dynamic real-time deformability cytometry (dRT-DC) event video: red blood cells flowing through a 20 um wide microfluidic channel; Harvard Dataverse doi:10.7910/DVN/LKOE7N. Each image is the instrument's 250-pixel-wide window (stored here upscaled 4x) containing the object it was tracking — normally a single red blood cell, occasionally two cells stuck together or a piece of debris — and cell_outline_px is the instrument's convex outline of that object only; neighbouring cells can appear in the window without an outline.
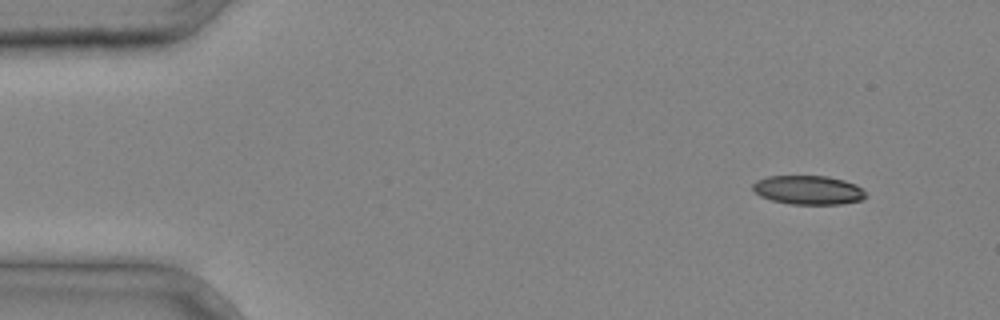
{"species": "common noctule bat (a hibernating species)", "species_latin": "Nyctalus noctula", "temperature_condition": "cold", "stored_images_in_passage": 3, "camera_frame_rate_fps": 3000, "um_per_image_px": 0.085, "animal": {"sex": "male", "body_mass_g": 20.4}, "frame": {"image": 1, "passage_image": 1, "time_ms": 0.0, "image_size_px": [1000, 320], "cell_outline_px": [[868, 196], [860, 200], [840, 204], [788, 204], [772, 200], [760, 196], [752, 188], [752, 184], [756, 180], [768, 176], [828, 176], [844, 180], [856, 184]], "centroid_in_image_um": [68.69, 16.15], "position_along_channel_um": 16.3, "area_um2": 19.07}}
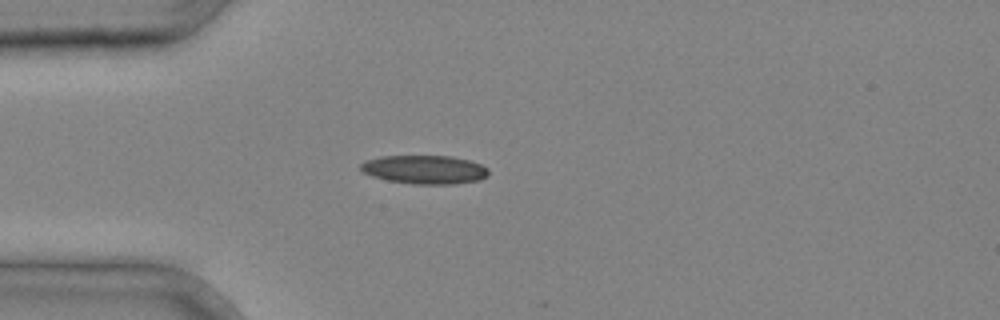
{"frame": {"image": 2, "passage_image": 3, "time_ms": 0.667, "image_size_px": [1000, 320], "cell_outline_px": [[488, 176], [480, 180], [452, 184], [412, 184], [388, 180], [372, 176], [364, 172], [360, 168], [360, 164], [368, 160], [380, 156], [452, 156], [468, 160], [480, 164], [488, 168]], "centroid_in_image_um": [36.11, 14.41], "position_along_channel_um": 48.9, "area_um2": 21.27}}